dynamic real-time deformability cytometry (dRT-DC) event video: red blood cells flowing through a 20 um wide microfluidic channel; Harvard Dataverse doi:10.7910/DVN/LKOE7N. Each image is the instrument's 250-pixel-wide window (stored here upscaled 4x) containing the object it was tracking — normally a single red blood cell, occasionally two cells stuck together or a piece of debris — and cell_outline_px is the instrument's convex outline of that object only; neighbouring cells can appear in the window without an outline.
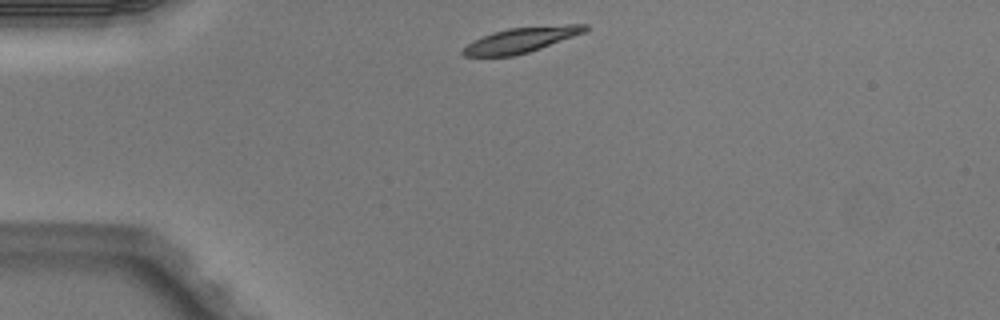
{"species": "Egyptian fruit bat (a non-hibernating species)", "species_latin": "Rousettus aegyptiacus", "temperature_condition": "warm", "stored_images_in_passage": 2, "camera_frame_rate_fps": 3000, "um_per_image_px": 0.085, "animal": {"sex": "male"}, "frame": {"image": 1, "passage_image": 1, "time_ms": 0.0, "image_size_px": [1000, 320], "cell_outline_px": [[588, 28], [584, 32], [540, 48], [528, 52], [512, 56], [464, 56], [460, 52], [472, 40], [492, 32], [508, 28], [564, 24], [588, 24]], "centroid_in_image_um": [44.26, 3.38], "position_along_channel_um": 40.7, "area_um2": 17.8}}